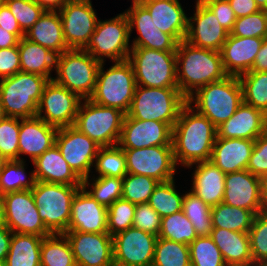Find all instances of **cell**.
Instances as JSON below:
<instances>
[{
  "label": "cell",
  "instance_id": "obj_1",
  "mask_svg": "<svg viewBox=\"0 0 267 266\" xmlns=\"http://www.w3.org/2000/svg\"><path fill=\"white\" fill-rule=\"evenodd\" d=\"M216 137L217 127L187 102L172 127L176 164L191 167L197 162L210 161Z\"/></svg>",
  "mask_w": 267,
  "mask_h": 266
},
{
  "label": "cell",
  "instance_id": "obj_2",
  "mask_svg": "<svg viewBox=\"0 0 267 266\" xmlns=\"http://www.w3.org/2000/svg\"><path fill=\"white\" fill-rule=\"evenodd\" d=\"M176 65L178 89L186 99L194 94V90L196 92L228 76L223 69L220 52L196 47L185 39L177 45Z\"/></svg>",
  "mask_w": 267,
  "mask_h": 266
},
{
  "label": "cell",
  "instance_id": "obj_3",
  "mask_svg": "<svg viewBox=\"0 0 267 266\" xmlns=\"http://www.w3.org/2000/svg\"><path fill=\"white\" fill-rule=\"evenodd\" d=\"M192 94L187 102H195L198 113L218 127L230 119L243 103L242 87L238 76H226L223 80L209 83Z\"/></svg>",
  "mask_w": 267,
  "mask_h": 266
},
{
  "label": "cell",
  "instance_id": "obj_4",
  "mask_svg": "<svg viewBox=\"0 0 267 266\" xmlns=\"http://www.w3.org/2000/svg\"><path fill=\"white\" fill-rule=\"evenodd\" d=\"M49 79L35 73L17 72L0 79V103L5 117L32 118Z\"/></svg>",
  "mask_w": 267,
  "mask_h": 266
},
{
  "label": "cell",
  "instance_id": "obj_5",
  "mask_svg": "<svg viewBox=\"0 0 267 266\" xmlns=\"http://www.w3.org/2000/svg\"><path fill=\"white\" fill-rule=\"evenodd\" d=\"M187 99L178 88H152L137 86L127 116L139 120H152L174 126Z\"/></svg>",
  "mask_w": 267,
  "mask_h": 266
},
{
  "label": "cell",
  "instance_id": "obj_6",
  "mask_svg": "<svg viewBox=\"0 0 267 266\" xmlns=\"http://www.w3.org/2000/svg\"><path fill=\"white\" fill-rule=\"evenodd\" d=\"M127 60L132 65L137 86L178 88L176 51L131 47Z\"/></svg>",
  "mask_w": 267,
  "mask_h": 266
},
{
  "label": "cell",
  "instance_id": "obj_7",
  "mask_svg": "<svg viewBox=\"0 0 267 266\" xmlns=\"http://www.w3.org/2000/svg\"><path fill=\"white\" fill-rule=\"evenodd\" d=\"M114 63L105 72L104 63L100 64L96 87L89 99L98 105L116 108L127 114L136 88L134 71L128 60Z\"/></svg>",
  "mask_w": 267,
  "mask_h": 266
},
{
  "label": "cell",
  "instance_id": "obj_8",
  "mask_svg": "<svg viewBox=\"0 0 267 266\" xmlns=\"http://www.w3.org/2000/svg\"><path fill=\"white\" fill-rule=\"evenodd\" d=\"M100 62L85 49H69L56 55L53 80L78 94L82 99H89L95 90Z\"/></svg>",
  "mask_w": 267,
  "mask_h": 266
},
{
  "label": "cell",
  "instance_id": "obj_9",
  "mask_svg": "<svg viewBox=\"0 0 267 266\" xmlns=\"http://www.w3.org/2000/svg\"><path fill=\"white\" fill-rule=\"evenodd\" d=\"M82 186L36 181L31 190L45 227L53 234L65 233L71 216L73 197Z\"/></svg>",
  "mask_w": 267,
  "mask_h": 266
},
{
  "label": "cell",
  "instance_id": "obj_10",
  "mask_svg": "<svg viewBox=\"0 0 267 266\" xmlns=\"http://www.w3.org/2000/svg\"><path fill=\"white\" fill-rule=\"evenodd\" d=\"M80 104L74 127L94 140L100 147L117 145L125 113L84 99Z\"/></svg>",
  "mask_w": 267,
  "mask_h": 266
},
{
  "label": "cell",
  "instance_id": "obj_11",
  "mask_svg": "<svg viewBox=\"0 0 267 266\" xmlns=\"http://www.w3.org/2000/svg\"><path fill=\"white\" fill-rule=\"evenodd\" d=\"M129 22L125 13L115 18L98 19L94 33L85 50L97 61L104 63V57L113 62L124 61L130 54Z\"/></svg>",
  "mask_w": 267,
  "mask_h": 266
},
{
  "label": "cell",
  "instance_id": "obj_12",
  "mask_svg": "<svg viewBox=\"0 0 267 266\" xmlns=\"http://www.w3.org/2000/svg\"><path fill=\"white\" fill-rule=\"evenodd\" d=\"M1 197L4 223L13 233L46 237L52 233L45 227L38 213L31 190L6 193Z\"/></svg>",
  "mask_w": 267,
  "mask_h": 266
},
{
  "label": "cell",
  "instance_id": "obj_13",
  "mask_svg": "<svg viewBox=\"0 0 267 266\" xmlns=\"http://www.w3.org/2000/svg\"><path fill=\"white\" fill-rule=\"evenodd\" d=\"M55 144L74 173L83 181L82 187H88L89 173L100 146L74 126L59 128Z\"/></svg>",
  "mask_w": 267,
  "mask_h": 266
},
{
  "label": "cell",
  "instance_id": "obj_14",
  "mask_svg": "<svg viewBox=\"0 0 267 266\" xmlns=\"http://www.w3.org/2000/svg\"><path fill=\"white\" fill-rule=\"evenodd\" d=\"M82 98L67 88L49 80L46 84L36 117L56 128L73 126ZM45 114L42 116V112Z\"/></svg>",
  "mask_w": 267,
  "mask_h": 266
},
{
  "label": "cell",
  "instance_id": "obj_15",
  "mask_svg": "<svg viewBox=\"0 0 267 266\" xmlns=\"http://www.w3.org/2000/svg\"><path fill=\"white\" fill-rule=\"evenodd\" d=\"M123 151L128 173L149 176L159 182L174 179L177 164L173 146H151Z\"/></svg>",
  "mask_w": 267,
  "mask_h": 266
},
{
  "label": "cell",
  "instance_id": "obj_16",
  "mask_svg": "<svg viewBox=\"0 0 267 266\" xmlns=\"http://www.w3.org/2000/svg\"><path fill=\"white\" fill-rule=\"evenodd\" d=\"M59 14L68 48L85 49L98 22L91 0H69Z\"/></svg>",
  "mask_w": 267,
  "mask_h": 266
},
{
  "label": "cell",
  "instance_id": "obj_17",
  "mask_svg": "<svg viewBox=\"0 0 267 266\" xmlns=\"http://www.w3.org/2000/svg\"><path fill=\"white\" fill-rule=\"evenodd\" d=\"M158 236L130 227L113 236L114 264L147 266L153 263Z\"/></svg>",
  "mask_w": 267,
  "mask_h": 266
},
{
  "label": "cell",
  "instance_id": "obj_18",
  "mask_svg": "<svg viewBox=\"0 0 267 266\" xmlns=\"http://www.w3.org/2000/svg\"><path fill=\"white\" fill-rule=\"evenodd\" d=\"M77 266H111L114 263L113 237L109 233H63Z\"/></svg>",
  "mask_w": 267,
  "mask_h": 266
},
{
  "label": "cell",
  "instance_id": "obj_19",
  "mask_svg": "<svg viewBox=\"0 0 267 266\" xmlns=\"http://www.w3.org/2000/svg\"><path fill=\"white\" fill-rule=\"evenodd\" d=\"M118 145L122 149L172 146V127L168 123L139 120L125 115Z\"/></svg>",
  "mask_w": 267,
  "mask_h": 266
},
{
  "label": "cell",
  "instance_id": "obj_20",
  "mask_svg": "<svg viewBox=\"0 0 267 266\" xmlns=\"http://www.w3.org/2000/svg\"><path fill=\"white\" fill-rule=\"evenodd\" d=\"M262 181L247 169L226 174L223 202L251 210L255 215L262 212Z\"/></svg>",
  "mask_w": 267,
  "mask_h": 266
},
{
  "label": "cell",
  "instance_id": "obj_21",
  "mask_svg": "<svg viewBox=\"0 0 267 266\" xmlns=\"http://www.w3.org/2000/svg\"><path fill=\"white\" fill-rule=\"evenodd\" d=\"M130 9L124 13L129 22V33L136 27L138 38H135L131 47H144L159 51H176L178 42L169 34L163 33L153 23L147 8L141 3H132Z\"/></svg>",
  "mask_w": 267,
  "mask_h": 266
},
{
  "label": "cell",
  "instance_id": "obj_22",
  "mask_svg": "<svg viewBox=\"0 0 267 266\" xmlns=\"http://www.w3.org/2000/svg\"><path fill=\"white\" fill-rule=\"evenodd\" d=\"M228 35L211 10L204 3L196 2L194 17L188 18L185 40L196 47L220 52Z\"/></svg>",
  "mask_w": 267,
  "mask_h": 266
},
{
  "label": "cell",
  "instance_id": "obj_23",
  "mask_svg": "<svg viewBox=\"0 0 267 266\" xmlns=\"http://www.w3.org/2000/svg\"><path fill=\"white\" fill-rule=\"evenodd\" d=\"M107 207L98 203L86 188H80L71 203V216L67 231L108 233Z\"/></svg>",
  "mask_w": 267,
  "mask_h": 266
},
{
  "label": "cell",
  "instance_id": "obj_24",
  "mask_svg": "<svg viewBox=\"0 0 267 266\" xmlns=\"http://www.w3.org/2000/svg\"><path fill=\"white\" fill-rule=\"evenodd\" d=\"M263 40L258 37H237L229 33L220 50L225 73L228 76H240L251 71Z\"/></svg>",
  "mask_w": 267,
  "mask_h": 266
},
{
  "label": "cell",
  "instance_id": "obj_25",
  "mask_svg": "<svg viewBox=\"0 0 267 266\" xmlns=\"http://www.w3.org/2000/svg\"><path fill=\"white\" fill-rule=\"evenodd\" d=\"M266 131V115L244 102L233 116L217 127L216 138L256 140Z\"/></svg>",
  "mask_w": 267,
  "mask_h": 266
},
{
  "label": "cell",
  "instance_id": "obj_26",
  "mask_svg": "<svg viewBox=\"0 0 267 266\" xmlns=\"http://www.w3.org/2000/svg\"><path fill=\"white\" fill-rule=\"evenodd\" d=\"M155 26L178 43L186 38L188 17L178 0H142Z\"/></svg>",
  "mask_w": 267,
  "mask_h": 266
},
{
  "label": "cell",
  "instance_id": "obj_27",
  "mask_svg": "<svg viewBox=\"0 0 267 266\" xmlns=\"http://www.w3.org/2000/svg\"><path fill=\"white\" fill-rule=\"evenodd\" d=\"M255 140L216 138L210 162L225 174L247 169Z\"/></svg>",
  "mask_w": 267,
  "mask_h": 266
},
{
  "label": "cell",
  "instance_id": "obj_28",
  "mask_svg": "<svg viewBox=\"0 0 267 266\" xmlns=\"http://www.w3.org/2000/svg\"><path fill=\"white\" fill-rule=\"evenodd\" d=\"M19 156L28 154L32 162L55 145L58 128L38 117L20 119Z\"/></svg>",
  "mask_w": 267,
  "mask_h": 266
},
{
  "label": "cell",
  "instance_id": "obj_29",
  "mask_svg": "<svg viewBox=\"0 0 267 266\" xmlns=\"http://www.w3.org/2000/svg\"><path fill=\"white\" fill-rule=\"evenodd\" d=\"M33 164L35 165L33 172L36 181L83 186V181L62 157L56 144L37 157Z\"/></svg>",
  "mask_w": 267,
  "mask_h": 266
},
{
  "label": "cell",
  "instance_id": "obj_30",
  "mask_svg": "<svg viewBox=\"0 0 267 266\" xmlns=\"http://www.w3.org/2000/svg\"><path fill=\"white\" fill-rule=\"evenodd\" d=\"M194 164L198 165L193 174L191 192L210 207L223 202L226 174L210 161Z\"/></svg>",
  "mask_w": 267,
  "mask_h": 266
},
{
  "label": "cell",
  "instance_id": "obj_31",
  "mask_svg": "<svg viewBox=\"0 0 267 266\" xmlns=\"http://www.w3.org/2000/svg\"><path fill=\"white\" fill-rule=\"evenodd\" d=\"M210 237L227 266H253L248 233L213 228Z\"/></svg>",
  "mask_w": 267,
  "mask_h": 266
},
{
  "label": "cell",
  "instance_id": "obj_32",
  "mask_svg": "<svg viewBox=\"0 0 267 266\" xmlns=\"http://www.w3.org/2000/svg\"><path fill=\"white\" fill-rule=\"evenodd\" d=\"M25 38L50 49L56 55L69 50L64 40L59 11H45L29 31L25 33Z\"/></svg>",
  "mask_w": 267,
  "mask_h": 266
},
{
  "label": "cell",
  "instance_id": "obj_33",
  "mask_svg": "<svg viewBox=\"0 0 267 266\" xmlns=\"http://www.w3.org/2000/svg\"><path fill=\"white\" fill-rule=\"evenodd\" d=\"M20 71L35 73L53 80L50 72L56 65V54L50 49L21 38L18 44Z\"/></svg>",
  "mask_w": 267,
  "mask_h": 266
},
{
  "label": "cell",
  "instance_id": "obj_34",
  "mask_svg": "<svg viewBox=\"0 0 267 266\" xmlns=\"http://www.w3.org/2000/svg\"><path fill=\"white\" fill-rule=\"evenodd\" d=\"M43 237L32 234L13 233L6 266H41Z\"/></svg>",
  "mask_w": 267,
  "mask_h": 266
},
{
  "label": "cell",
  "instance_id": "obj_35",
  "mask_svg": "<svg viewBox=\"0 0 267 266\" xmlns=\"http://www.w3.org/2000/svg\"><path fill=\"white\" fill-rule=\"evenodd\" d=\"M213 228L248 233L255 214L251 210L230 206L224 202L211 207Z\"/></svg>",
  "mask_w": 267,
  "mask_h": 266
},
{
  "label": "cell",
  "instance_id": "obj_36",
  "mask_svg": "<svg viewBox=\"0 0 267 266\" xmlns=\"http://www.w3.org/2000/svg\"><path fill=\"white\" fill-rule=\"evenodd\" d=\"M41 266H77L69 241L63 233L43 237Z\"/></svg>",
  "mask_w": 267,
  "mask_h": 266
},
{
  "label": "cell",
  "instance_id": "obj_37",
  "mask_svg": "<svg viewBox=\"0 0 267 266\" xmlns=\"http://www.w3.org/2000/svg\"><path fill=\"white\" fill-rule=\"evenodd\" d=\"M238 78L242 87L243 102L267 115V72L249 71Z\"/></svg>",
  "mask_w": 267,
  "mask_h": 266
},
{
  "label": "cell",
  "instance_id": "obj_38",
  "mask_svg": "<svg viewBox=\"0 0 267 266\" xmlns=\"http://www.w3.org/2000/svg\"><path fill=\"white\" fill-rule=\"evenodd\" d=\"M182 210L197 236H210L213 229L211 207L191 191L184 195Z\"/></svg>",
  "mask_w": 267,
  "mask_h": 266
},
{
  "label": "cell",
  "instance_id": "obj_39",
  "mask_svg": "<svg viewBox=\"0 0 267 266\" xmlns=\"http://www.w3.org/2000/svg\"><path fill=\"white\" fill-rule=\"evenodd\" d=\"M95 163L98 177L123 178L128 173L125 153L118 144L100 147Z\"/></svg>",
  "mask_w": 267,
  "mask_h": 266
},
{
  "label": "cell",
  "instance_id": "obj_40",
  "mask_svg": "<svg viewBox=\"0 0 267 266\" xmlns=\"http://www.w3.org/2000/svg\"><path fill=\"white\" fill-rule=\"evenodd\" d=\"M184 195L175 190L174 179L159 182L149 198L148 204L161 216V218L182 210Z\"/></svg>",
  "mask_w": 267,
  "mask_h": 266
},
{
  "label": "cell",
  "instance_id": "obj_41",
  "mask_svg": "<svg viewBox=\"0 0 267 266\" xmlns=\"http://www.w3.org/2000/svg\"><path fill=\"white\" fill-rule=\"evenodd\" d=\"M158 237L189 245L198 236L193 224L181 210L161 218Z\"/></svg>",
  "mask_w": 267,
  "mask_h": 266
},
{
  "label": "cell",
  "instance_id": "obj_42",
  "mask_svg": "<svg viewBox=\"0 0 267 266\" xmlns=\"http://www.w3.org/2000/svg\"><path fill=\"white\" fill-rule=\"evenodd\" d=\"M153 263L157 266H191L189 245L158 237Z\"/></svg>",
  "mask_w": 267,
  "mask_h": 266
},
{
  "label": "cell",
  "instance_id": "obj_43",
  "mask_svg": "<svg viewBox=\"0 0 267 266\" xmlns=\"http://www.w3.org/2000/svg\"><path fill=\"white\" fill-rule=\"evenodd\" d=\"M24 161L10 160L4 164L0 174V196L15 191L32 190L36 179L31 172L30 180H26Z\"/></svg>",
  "mask_w": 267,
  "mask_h": 266
},
{
  "label": "cell",
  "instance_id": "obj_44",
  "mask_svg": "<svg viewBox=\"0 0 267 266\" xmlns=\"http://www.w3.org/2000/svg\"><path fill=\"white\" fill-rule=\"evenodd\" d=\"M191 266H227L210 236H198L189 244Z\"/></svg>",
  "mask_w": 267,
  "mask_h": 266
},
{
  "label": "cell",
  "instance_id": "obj_45",
  "mask_svg": "<svg viewBox=\"0 0 267 266\" xmlns=\"http://www.w3.org/2000/svg\"><path fill=\"white\" fill-rule=\"evenodd\" d=\"M158 183L159 181L149 176L127 173L123 177L122 199L133 204L148 203Z\"/></svg>",
  "mask_w": 267,
  "mask_h": 266
},
{
  "label": "cell",
  "instance_id": "obj_46",
  "mask_svg": "<svg viewBox=\"0 0 267 266\" xmlns=\"http://www.w3.org/2000/svg\"><path fill=\"white\" fill-rule=\"evenodd\" d=\"M253 266H267V213L254 216L249 232Z\"/></svg>",
  "mask_w": 267,
  "mask_h": 266
},
{
  "label": "cell",
  "instance_id": "obj_47",
  "mask_svg": "<svg viewBox=\"0 0 267 266\" xmlns=\"http://www.w3.org/2000/svg\"><path fill=\"white\" fill-rule=\"evenodd\" d=\"M17 117H4L0 120V156L7 161L19 160V130Z\"/></svg>",
  "mask_w": 267,
  "mask_h": 266
},
{
  "label": "cell",
  "instance_id": "obj_48",
  "mask_svg": "<svg viewBox=\"0 0 267 266\" xmlns=\"http://www.w3.org/2000/svg\"><path fill=\"white\" fill-rule=\"evenodd\" d=\"M135 207L136 204L121 198L107 208V228L108 233L112 237L119 232L133 227Z\"/></svg>",
  "mask_w": 267,
  "mask_h": 266
},
{
  "label": "cell",
  "instance_id": "obj_49",
  "mask_svg": "<svg viewBox=\"0 0 267 266\" xmlns=\"http://www.w3.org/2000/svg\"><path fill=\"white\" fill-rule=\"evenodd\" d=\"M16 18L21 30L27 33L45 10L34 0H2Z\"/></svg>",
  "mask_w": 267,
  "mask_h": 266
},
{
  "label": "cell",
  "instance_id": "obj_50",
  "mask_svg": "<svg viewBox=\"0 0 267 266\" xmlns=\"http://www.w3.org/2000/svg\"><path fill=\"white\" fill-rule=\"evenodd\" d=\"M237 37H267V10H259L245 17L237 18L230 32Z\"/></svg>",
  "mask_w": 267,
  "mask_h": 266
},
{
  "label": "cell",
  "instance_id": "obj_51",
  "mask_svg": "<svg viewBox=\"0 0 267 266\" xmlns=\"http://www.w3.org/2000/svg\"><path fill=\"white\" fill-rule=\"evenodd\" d=\"M123 178L98 177L94 180L92 190L87 191L99 204L109 207L122 198Z\"/></svg>",
  "mask_w": 267,
  "mask_h": 266
},
{
  "label": "cell",
  "instance_id": "obj_52",
  "mask_svg": "<svg viewBox=\"0 0 267 266\" xmlns=\"http://www.w3.org/2000/svg\"><path fill=\"white\" fill-rule=\"evenodd\" d=\"M133 227L159 236L161 216L148 204H136Z\"/></svg>",
  "mask_w": 267,
  "mask_h": 266
},
{
  "label": "cell",
  "instance_id": "obj_53",
  "mask_svg": "<svg viewBox=\"0 0 267 266\" xmlns=\"http://www.w3.org/2000/svg\"><path fill=\"white\" fill-rule=\"evenodd\" d=\"M247 170L261 179L267 178V131L255 140Z\"/></svg>",
  "mask_w": 267,
  "mask_h": 266
},
{
  "label": "cell",
  "instance_id": "obj_54",
  "mask_svg": "<svg viewBox=\"0 0 267 266\" xmlns=\"http://www.w3.org/2000/svg\"><path fill=\"white\" fill-rule=\"evenodd\" d=\"M204 4L215 15L221 26L230 33L237 18L228 0H208Z\"/></svg>",
  "mask_w": 267,
  "mask_h": 266
},
{
  "label": "cell",
  "instance_id": "obj_55",
  "mask_svg": "<svg viewBox=\"0 0 267 266\" xmlns=\"http://www.w3.org/2000/svg\"><path fill=\"white\" fill-rule=\"evenodd\" d=\"M20 72L18 46L0 49V78H8Z\"/></svg>",
  "mask_w": 267,
  "mask_h": 266
},
{
  "label": "cell",
  "instance_id": "obj_56",
  "mask_svg": "<svg viewBox=\"0 0 267 266\" xmlns=\"http://www.w3.org/2000/svg\"><path fill=\"white\" fill-rule=\"evenodd\" d=\"M0 27L15 34L19 39L25 37V33L21 30L16 18L2 0L0 1Z\"/></svg>",
  "mask_w": 267,
  "mask_h": 266
},
{
  "label": "cell",
  "instance_id": "obj_57",
  "mask_svg": "<svg viewBox=\"0 0 267 266\" xmlns=\"http://www.w3.org/2000/svg\"><path fill=\"white\" fill-rule=\"evenodd\" d=\"M236 18L245 17L260 10L254 0H228Z\"/></svg>",
  "mask_w": 267,
  "mask_h": 266
},
{
  "label": "cell",
  "instance_id": "obj_58",
  "mask_svg": "<svg viewBox=\"0 0 267 266\" xmlns=\"http://www.w3.org/2000/svg\"><path fill=\"white\" fill-rule=\"evenodd\" d=\"M13 232L6 226H0V260L5 261L9 252Z\"/></svg>",
  "mask_w": 267,
  "mask_h": 266
},
{
  "label": "cell",
  "instance_id": "obj_59",
  "mask_svg": "<svg viewBox=\"0 0 267 266\" xmlns=\"http://www.w3.org/2000/svg\"><path fill=\"white\" fill-rule=\"evenodd\" d=\"M251 71L267 72V37L263 40Z\"/></svg>",
  "mask_w": 267,
  "mask_h": 266
},
{
  "label": "cell",
  "instance_id": "obj_60",
  "mask_svg": "<svg viewBox=\"0 0 267 266\" xmlns=\"http://www.w3.org/2000/svg\"><path fill=\"white\" fill-rule=\"evenodd\" d=\"M20 39L4 28L0 27V49H6L13 46H18Z\"/></svg>",
  "mask_w": 267,
  "mask_h": 266
},
{
  "label": "cell",
  "instance_id": "obj_61",
  "mask_svg": "<svg viewBox=\"0 0 267 266\" xmlns=\"http://www.w3.org/2000/svg\"><path fill=\"white\" fill-rule=\"evenodd\" d=\"M34 1L37 2L45 11H59L69 0H34Z\"/></svg>",
  "mask_w": 267,
  "mask_h": 266
},
{
  "label": "cell",
  "instance_id": "obj_62",
  "mask_svg": "<svg viewBox=\"0 0 267 266\" xmlns=\"http://www.w3.org/2000/svg\"><path fill=\"white\" fill-rule=\"evenodd\" d=\"M262 206L263 212L267 213V178L262 181Z\"/></svg>",
  "mask_w": 267,
  "mask_h": 266
},
{
  "label": "cell",
  "instance_id": "obj_63",
  "mask_svg": "<svg viewBox=\"0 0 267 266\" xmlns=\"http://www.w3.org/2000/svg\"><path fill=\"white\" fill-rule=\"evenodd\" d=\"M260 10H267V0H254Z\"/></svg>",
  "mask_w": 267,
  "mask_h": 266
},
{
  "label": "cell",
  "instance_id": "obj_64",
  "mask_svg": "<svg viewBox=\"0 0 267 266\" xmlns=\"http://www.w3.org/2000/svg\"><path fill=\"white\" fill-rule=\"evenodd\" d=\"M5 225L4 223V214H3V204L0 197V226Z\"/></svg>",
  "mask_w": 267,
  "mask_h": 266
},
{
  "label": "cell",
  "instance_id": "obj_65",
  "mask_svg": "<svg viewBox=\"0 0 267 266\" xmlns=\"http://www.w3.org/2000/svg\"><path fill=\"white\" fill-rule=\"evenodd\" d=\"M7 162V160L3 157L0 156V174H1V171L4 167V164Z\"/></svg>",
  "mask_w": 267,
  "mask_h": 266
},
{
  "label": "cell",
  "instance_id": "obj_66",
  "mask_svg": "<svg viewBox=\"0 0 267 266\" xmlns=\"http://www.w3.org/2000/svg\"><path fill=\"white\" fill-rule=\"evenodd\" d=\"M4 117H5V115H4L3 108H2L1 103H0V120H2Z\"/></svg>",
  "mask_w": 267,
  "mask_h": 266
},
{
  "label": "cell",
  "instance_id": "obj_67",
  "mask_svg": "<svg viewBox=\"0 0 267 266\" xmlns=\"http://www.w3.org/2000/svg\"><path fill=\"white\" fill-rule=\"evenodd\" d=\"M0 266H6L5 261L0 260Z\"/></svg>",
  "mask_w": 267,
  "mask_h": 266
},
{
  "label": "cell",
  "instance_id": "obj_68",
  "mask_svg": "<svg viewBox=\"0 0 267 266\" xmlns=\"http://www.w3.org/2000/svg\"><path fill=\"white\" fill-rule=\"evenodd\" d=\"M133 2L132 3H139L141 2L142 0H132Z\"/></svg>",
  "mask_w": 267,
  "mask_h": 266
},
{
  "label": "cell",
  "instance_id": "obj_69",
  "mask_svg": "<svg viewBox=\"0 0 267 266\" xmlns=\"http://www.w3.org/2000/svg\"><path fill=\"white\" fill-rule=\"evenodd\" d=\"M205 1H208V0H197V2H201V3H204Z\"/></svg>",
  "mask_w": 267,
  "mask_h": 266
},
{
  "label": "cell",
  "instance_id": "obj_70",
  "mask_svg": "<svg viewBox=\"0 0 267 266\" xmlns=\"http://www.w3.org/2000/svg\"><path fill=\"white\" fill-rule=\"evenodd\" d=\"M147 266H157V265H155L154 263H151V264H149Z\"/></svg>",
  "mask_w": 267,
  "mask_h": 266
},
{
  "label": "cell",
  "instance_id": "obj_71",
  "mask_svg": "<svg viewBox=\"0 0 267 266\" xmlns=\"http://www.w3.org/2000/svg\"><path fill=\"white\" fill-rule=\"evenodd\" d=\"M266 131H267V115H266Z\"/></svg>",
  "mask_w": 267,
  "mask_h": 266
}]
</instances>
